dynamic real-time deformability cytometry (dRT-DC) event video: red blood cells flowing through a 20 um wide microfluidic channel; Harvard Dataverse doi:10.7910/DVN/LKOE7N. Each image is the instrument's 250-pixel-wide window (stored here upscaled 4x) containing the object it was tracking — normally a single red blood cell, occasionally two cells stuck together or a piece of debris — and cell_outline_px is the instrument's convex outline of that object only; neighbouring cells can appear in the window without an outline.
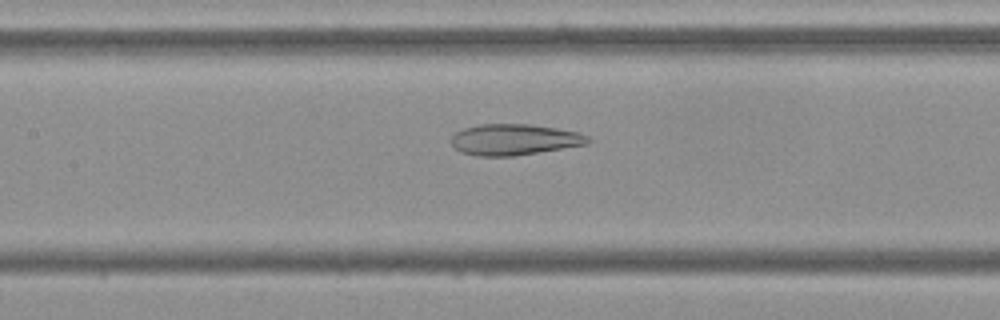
{"species": "Egyptian fruit bat (a non-hibernating species)", "species_latin": "Rousettus aegyptiacus", "temperature_condition": "cold", "stored_images_in_passage": 54, "camera_frame_rate_fps": 3000, "um_per_image_px": 0.085, "frame": {"image": 1, "passage_image": 24, "time_ms": 7.667, "image_size_px": [1000, 320], "cell_outline_px": [[592, 140], [588, 144], [512, 156], [476, 156], [460, 152], [452, 144], [452, 136], [456, 132], [464, 128], [480, 124], [528, 124], [556, 128], [576, 132], [588, 136]], "centroid_in_image_um": [43.7, 11.86], "position_along_channel_um": 163.7, "area_um2": 24.57}}
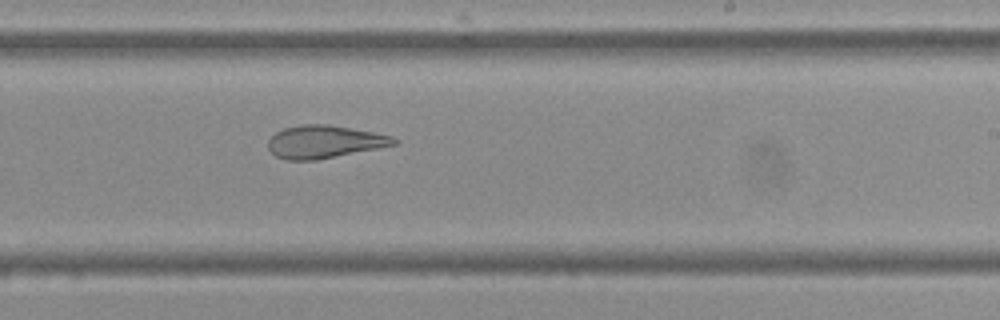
{"frame": {"image": 2, "passage_image": 32, "time_ms": 10.333, "image_size_px": [1000, 320], "cell_outline_px": [[400, 144], [316, 160], [284, 160], [276, 156], [268, 148], [268, 140], [276, 132], [284, 128], [304, 124], [328, 124], [372, 132], [392, 136], [400, 140]], "centroid_in_image_um": [27.6, 12.05], "position_along_channel_um": 261.4, "area_um2": 24.04}}
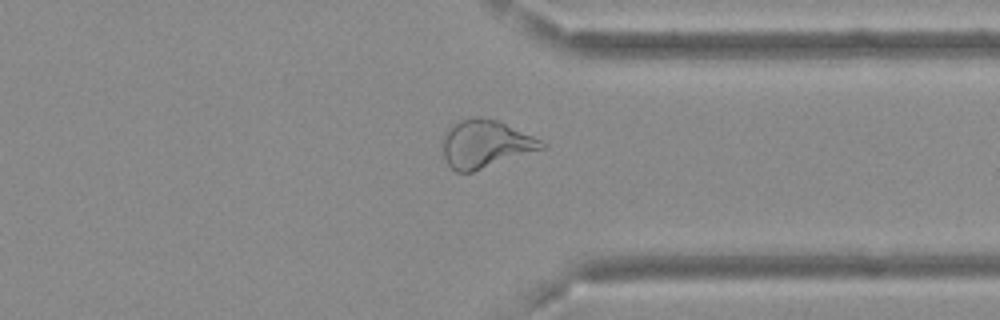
{"frame": {"image": 3, "passage_image": 41, "time_ms": 13.333, "image_size_px": [1000, 320], "cell_outline_px": [[548, 148], [472, 172], [456, 172], [448, 164], [444, 156], [444, 132], [452, 124], [460, 120], [480, 116], [496, 120], [532, 136], [548, 144]], "centroid_in_image_um": [41.29, 12.25], "position_along_channel_um": 370.1, "area_um2": 27.46}, "authors_computed_cell_mechanics": {"area_um2": 29.6514, "velocity_mm_per_s": 3.6827, "shape_relaxation_time_tau1_ms": null, "shape_relaxation_time_tau2_ms": 2.4086, "deformation_change_tau1": null, "deformation_change_tau2": 0.1086}}